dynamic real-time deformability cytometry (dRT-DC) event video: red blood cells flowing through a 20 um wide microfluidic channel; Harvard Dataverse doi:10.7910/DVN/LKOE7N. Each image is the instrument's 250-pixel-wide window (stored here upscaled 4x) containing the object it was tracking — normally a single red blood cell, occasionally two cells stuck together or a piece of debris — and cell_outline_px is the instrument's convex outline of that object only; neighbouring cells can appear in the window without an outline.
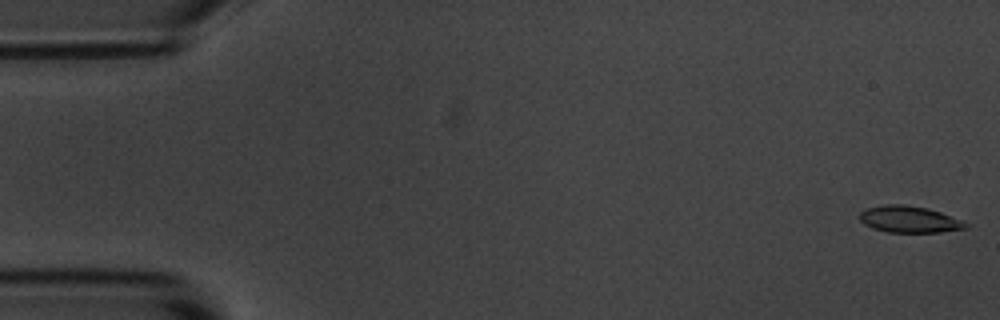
{"species": "common noctule bat (a hibernating species)", "species_latin": "Nyctalus noctula", "temperature_condition": "room temperature", "stored_images_in_passage": 54, "camera_frame_rate_fps": 3000, "um_per_image_px": 0.085, "animal": {"sex": "male", "body_mass_g": 20.1, "forearm_length_mm": 53.5}, "frame": {"image": 1, "passage_image": 1, "time_ms": 0.0, "image_size_px": [1000, 320], "cell_outline_px": [[968, 228], [940, 232], [888, 232], [872, 228], [864, 224], [860, 220], [860, 212], [868, 208], [884, 204], [904, 204], [928, 208], [940, 212], [960, 220], [968, 224]], "centroid_in_image_um": [77.27, 18.64], "position_along_channel_um": 7.7, "area_um2": 16.36}}
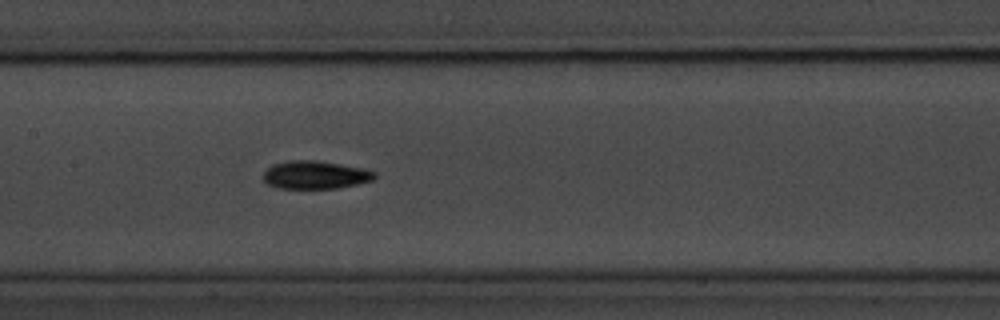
{"frame": {"image": 2, "passage_image": 26, "time_ms": 8.333, "image_size_px": [1000, 320], "cell_outline_px": [[376, 176], [372, 180], [356, 184], [336, 188], [276, 188], [264, 184], [264, 172], [272, 164], [288, 160], [316, 160], [364, 168], [376, 172]], "centroid_in_image_um": [26.76, 14.86], "position_along_channel_um": 180.6, "area_um2": 18.26}}
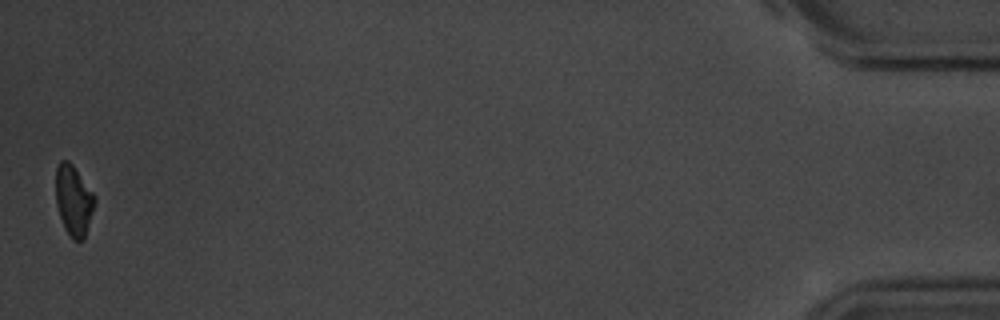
{"frame": {"image": 3, "passage_image": 54, "time_ms": 17.667, "image_size_px": [1000, 320], "cell_outline_px": [[96, 204], [84, 240], [72, 240], [64, 228], [56, 204], [56, 168], [60, 160], [68, 160], [72, 164], [96, 196]], "centroid_in_image_um": [6.28, 17.05], "position_along_channel_um": 428.9, "area_um2": 16.18}, "authors_computed_cell_mechanics": {"area_um2": 17.1955, "velocity_mm_per_s": 3.6721, "shape_relaxation_time_tau1_ms": 2.2789, "shape_relaxation_time_tau2_ms": null, "deformation_change_tau1": 0.0927, "deformation_change_tau2": null}}